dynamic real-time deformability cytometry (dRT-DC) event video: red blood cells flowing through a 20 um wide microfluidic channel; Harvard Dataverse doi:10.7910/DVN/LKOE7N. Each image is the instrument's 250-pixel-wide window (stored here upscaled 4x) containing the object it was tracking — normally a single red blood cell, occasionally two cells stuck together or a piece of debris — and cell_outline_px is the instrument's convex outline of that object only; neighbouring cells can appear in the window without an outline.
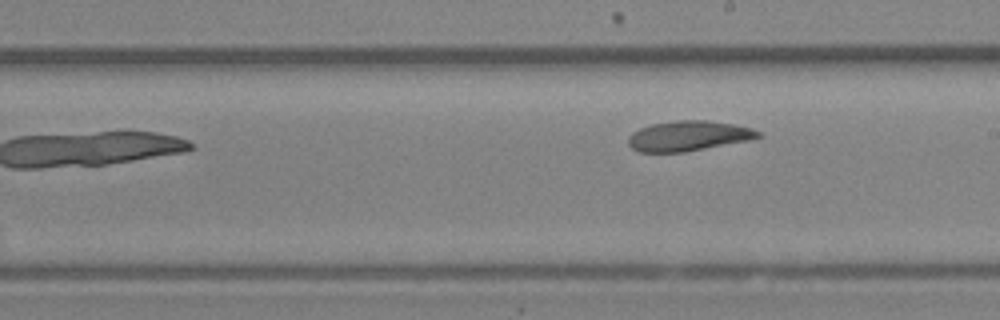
{"species": "Egyptian fruit bat (a non-hibernating species)", "species_latin": "Rousettus aegyptiacus", "temperature_condition": "room temperature", "stored_images_in_passage": 12, "segment_of_instrument_passage": [2, 2], "camera_frame_rate_fps": 3000, "um_per_image_px": 0.085, "animal": {"sex": "female"}, "frame": {"image": 1, "passage_image": 12, "time_ms": 3.667, "image_size_px": [1000, 320], "cell_outline_px": [[764, 136], [752, 140], [684, 152], [640, 152], [632, 148], [628, 144], [628, 136], [632, 132], [640, 128], [652, 124], [676, 120], [704, 120], [732, 124], [752, 128], [760, 132]], "centroid_in_image_um": [58.54, 11.55], "position_along_channel_um": 230.5, "area_um2": 22.89}}